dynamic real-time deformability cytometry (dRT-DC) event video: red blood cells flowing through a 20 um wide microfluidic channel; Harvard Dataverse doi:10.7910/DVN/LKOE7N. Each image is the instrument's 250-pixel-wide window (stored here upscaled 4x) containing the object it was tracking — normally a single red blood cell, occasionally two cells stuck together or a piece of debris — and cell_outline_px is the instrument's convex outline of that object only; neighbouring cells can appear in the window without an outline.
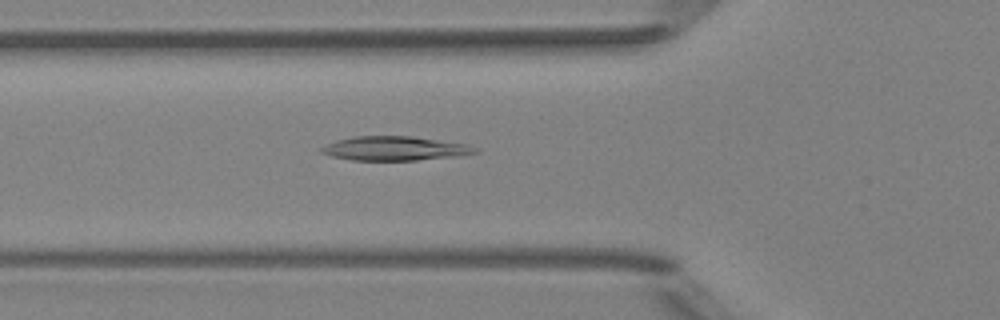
{"species": "Egyptian fruit bat (a non-hibernating species)", "species_latin": "Rousettus aegyptiacus", "temperature_condition": "room temperature", "stored_images_in_passage": 17, "camera_frame_rate_fps": 3000, "um_per_image_px": 0.085, "animal": {"sex": "female"}, "frame": {"image": 1, "passage_image": 17, "time_ms": 5.333, "image_size_px": [1000, 320], "cell_outline_px": [[480, 152], [460, 156], [416, 160], [352, 160], [332, 156], [320, 152], [320, 148], [336, 140], [356, 136], [412, 136], [468, 144], [476, 148]], "centroid_in_image_um": [33.6, 12.62], "position_along_channel_um": 92.2, "area_um2": 21.62}}